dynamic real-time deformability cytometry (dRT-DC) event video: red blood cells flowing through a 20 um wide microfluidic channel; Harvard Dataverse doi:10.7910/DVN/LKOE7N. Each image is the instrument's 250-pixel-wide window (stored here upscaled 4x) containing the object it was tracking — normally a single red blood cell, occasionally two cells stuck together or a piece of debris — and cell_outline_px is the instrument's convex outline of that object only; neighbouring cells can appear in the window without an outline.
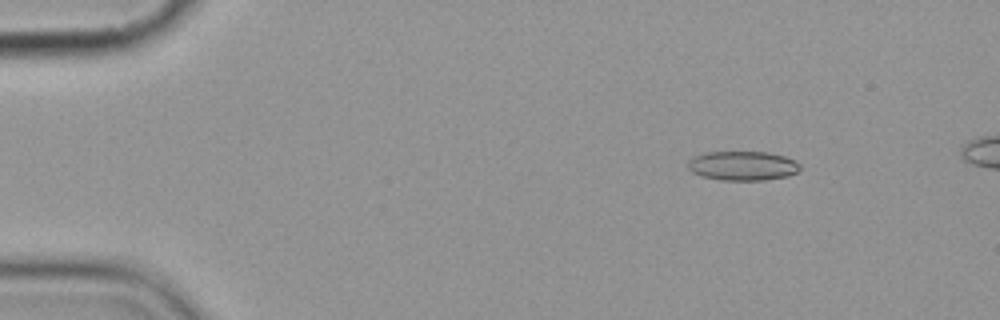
{"species": "common noctule bat (a hibernating species)", "species_latin": "Nyctalus noctula", "temperature_condition": "cold", "stored_images_in_passage": 7, "camera_frame_rate_fps": 3000, "um_per_image_px": 0.085, "animal": {"sex": "female", "body_mass_g": 19.9}, "frame": {"image": 1, "passage_image": 2, "time_ms": 1.333, "image_size_px": [1000, 320], "cell_outline_px": [[800, 168], [796, 172], [788, 176], [764, 180], [720, 180], [700, 176], [692, 172], [688, 168], [688, 160], [692, 156], [704, 152], [768, 152], [784, 156], [796, 160], [800, 164]], "centroid_in_image_um": [63.1, 14.09], "position_along_channel_um": 21.9, "area_um2": 19.36}}
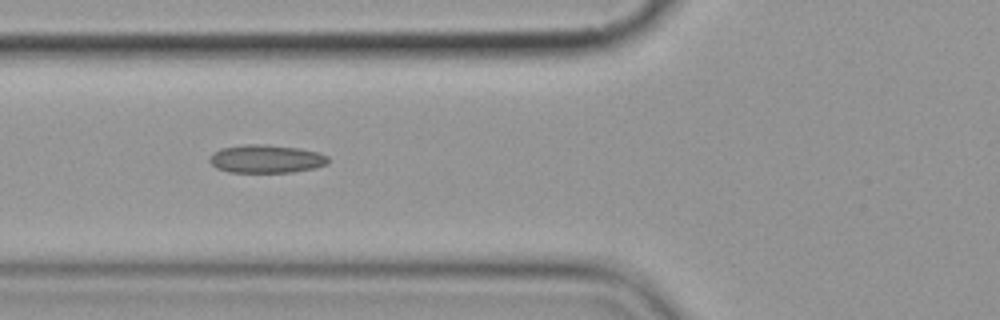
{"frame": {"image": 2, "passage_image": 6, "time_ms": 6.0, "image_size_px": [1000, 320], "cell_outline_px": [[328, 164], [316, 168], [292, 172], [228, 172], [216, 168], [208, 160], [212, 152], [220, 148], [244, 144], [264, 144], [300, 148], [320, 152], [328, 156]], "centroid_in_image_um": [22.63, 13.5], "position_along_channel_um": 103.2, "area_um2": 19.77}}
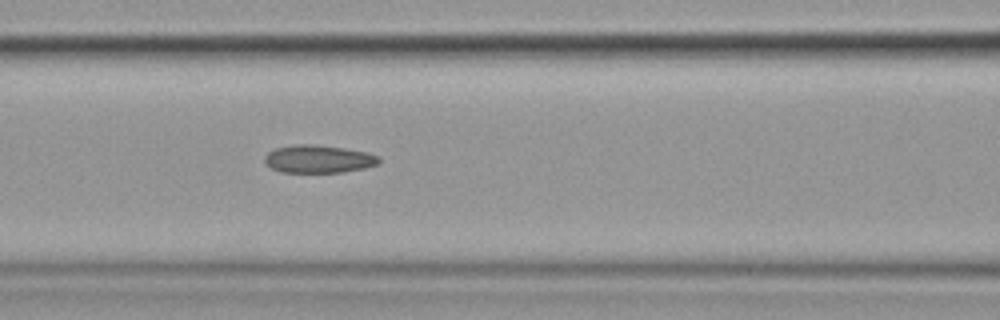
{"frame": {"image": 3, "passage_image": 7, "time_ms": 7.0, "image_size_px": [1000, 320], "cell_outline_px": [[380, 160], [376, 164], [364, 168], [344, 172], [280, 172], [272, 168], [264, 160], [264, 156], [268, 152], [276, 148], [296, 144], [312, 144], [344, 148], [368, 152], [380, 156]], "centroid_in_image_um": [27.08, 13.51], "position_along_channel_um": 139.5, "area_um2": 18.5}}